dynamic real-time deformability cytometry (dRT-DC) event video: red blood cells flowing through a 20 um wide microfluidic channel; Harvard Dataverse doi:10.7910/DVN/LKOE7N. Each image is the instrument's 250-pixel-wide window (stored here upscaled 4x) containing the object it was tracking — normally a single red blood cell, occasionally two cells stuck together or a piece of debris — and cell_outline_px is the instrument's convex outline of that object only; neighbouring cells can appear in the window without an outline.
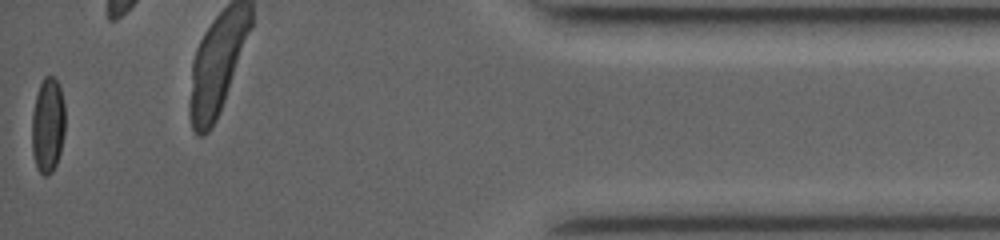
{"species": "common noctule bat (a hibernating species)", "species_latin": "Nyctalus noctula", "temperature_condition": "room temperature", "stored_images_in_passage": 34, "segment_of_instrument_passage": [2, 2], "camera_frame_rate_fps": 3500, "um_per_image_px": 0.085, "animal": {"sex": "female", "body_mass_g": 19.0, "forearm_length_mm": 53.3}, "frame": {"image": 1, "passage_image": 34, "time_ms": 9.429, "image_size_px": [1000, 240], "cell_outline_px": [[64, 132], [60, 152], [56, 164], [52, 172], [48, 176], [44, 176], [36, 168], [32, 152], [32, 112], [36, 96], [40, 84], [44, 76], [52, 76], [60, 84], [64, 104]], "centroid_in_image_um": [4.06, 10.65], "position_along_channel_um": 431.1, "area_um2": 18.55}}